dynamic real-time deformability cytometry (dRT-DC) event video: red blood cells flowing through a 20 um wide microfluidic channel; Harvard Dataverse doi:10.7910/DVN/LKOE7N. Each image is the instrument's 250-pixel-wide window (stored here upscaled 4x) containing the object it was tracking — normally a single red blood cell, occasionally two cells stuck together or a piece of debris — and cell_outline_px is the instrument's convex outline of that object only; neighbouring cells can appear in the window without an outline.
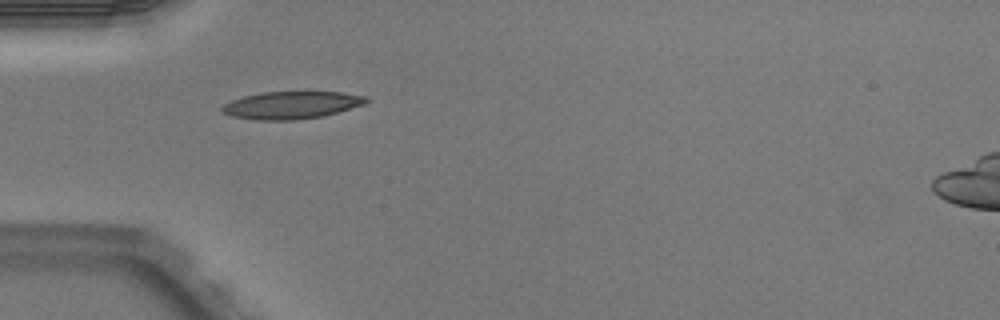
{"species": "Egyptian fruit bat (a non-hibernating species)", "species_latin": "Rousettus aegyptiacus", "temperature_condition": "warm", "stored_images_in_passage": 5, "camera_frame_rate_fps": 3000, "um_per_image_px": 0.085, "animal": {"sex": "male"}, "frame": {"image": 1, "passage_image": 4, "time_ms": 1.0, "image_size_px": [1000, 320], "cell_outline_px": [[368, 100], [364, 104], [336, 112], [320, 116], [296, 120], [256, 120], [232, 116], [220, 112], [220, 108], [224, 104], [232, 100], [244, 96], [260, 92], [340, 92], [368, 96]], "centroid_in_image_um": [24.72, 8.93], "position_along_channel_um": 60.3, "area_um2": 22.95}}
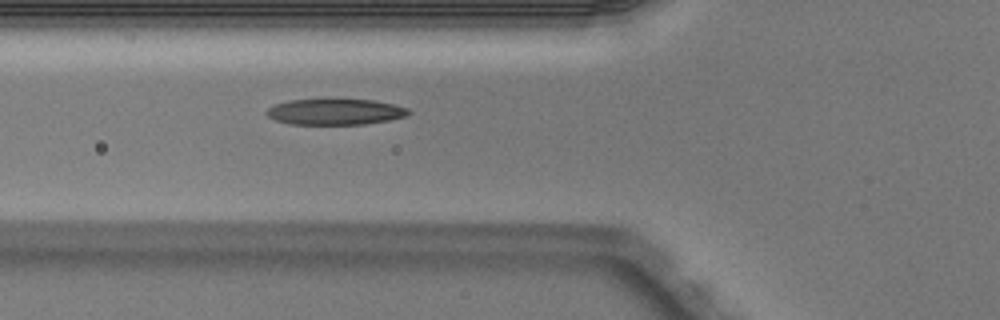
{"frame": {"image": 2, "passage_image": 5, "time_ms": 1.333, "image_size_px": [1000, 320], "cell_outline_px": [[412, 112], [408, 116], [388, 120], [364, 124], [288, 124], [276, 120], [268, 116], [264, 112], [268, 108], [276, 104], [288, 100], [324, 96], [336, 96], [376, 100], [408, 108]], "centroid_in_image_um": [28.48, 9.44], "position_along_channel_um": 97.3, "area_um2": 22.77}}